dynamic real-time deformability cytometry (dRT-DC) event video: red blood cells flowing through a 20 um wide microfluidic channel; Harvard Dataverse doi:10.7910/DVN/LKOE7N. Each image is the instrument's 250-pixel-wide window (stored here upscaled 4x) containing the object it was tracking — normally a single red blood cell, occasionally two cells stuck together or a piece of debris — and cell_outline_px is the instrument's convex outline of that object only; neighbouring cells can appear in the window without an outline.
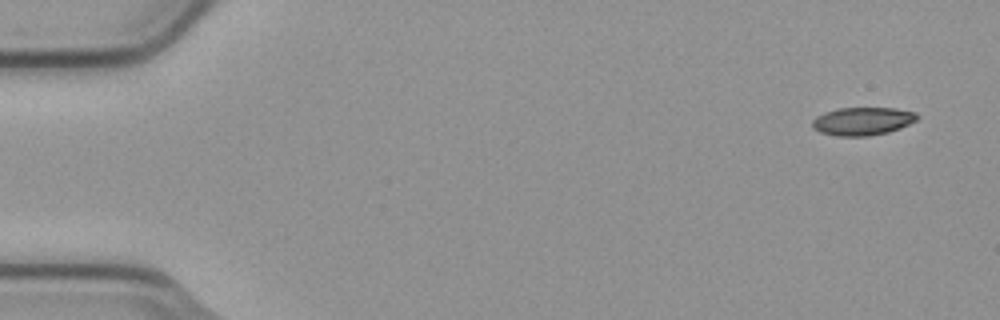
{"species": "common noctule bat (a hibernating species)", "species_latin": "Nyctalus noctula", "temperature_condition": "cold", "stored_images_in_passage": 3, "segment_of_instrument_passage": [2, 2], "camera_frame_rate_fps": 3000, "um_per_image_px": 0.085, "animal": {"sex": "male", "body_mass_g": 23.1, "forearm_length_mm": 52.7}, "frame": {"image": 1, "passage_image": 3, "time_ms": 0.667, "image_size_px": [1000, 320], "cell_outline_px": [[920, 116], [916, 120], [900, 128], [888, 132], [868, 136], [840, 136], [820, 132], [812, 128], [812, 120], [816, 116], [824, 112], [840, 108], [896, 108], [916, 112]], "centroid_in_image_um": [73.32, 10.29], "position_along_channel_um": 11.7, "area_um2": 17.17}}